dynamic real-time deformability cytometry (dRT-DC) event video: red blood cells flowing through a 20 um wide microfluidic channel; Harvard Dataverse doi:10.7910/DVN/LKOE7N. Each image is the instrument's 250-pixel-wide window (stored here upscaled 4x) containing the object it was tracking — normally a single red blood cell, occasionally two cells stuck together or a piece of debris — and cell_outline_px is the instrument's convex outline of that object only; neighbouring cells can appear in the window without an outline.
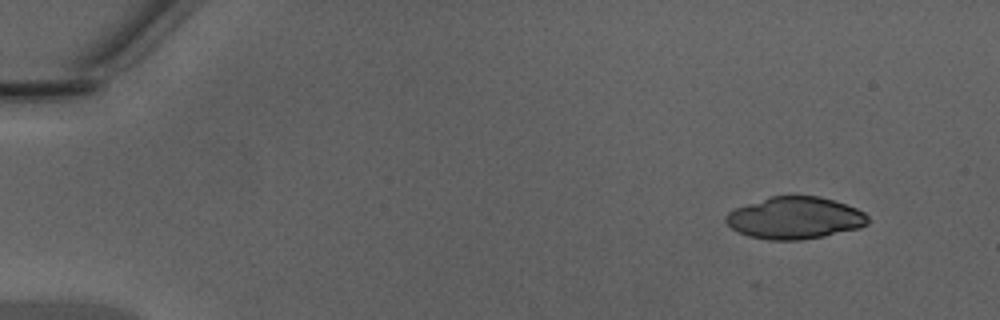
{"species": "Egyptian fruit bat (a non-hibernating species)", "species_latin": "Rousettus aegyptiacus", "temperature_condition": "warm", "stored_images_in_passage": 7, "camera_frame_rate_fps": 3000, "um_per_image_px": 0.085, "animal": {"sex": "male"}, "frame": {"image": 1, "passage_image": 1, "time_ms": 0.0, "image_size_px": [1000, 320], "cell_outline_px": [[868, 224], [860, 228], [824, 236], [800, 240], [768, 240], [748, 236], [732, 228], [724, 220], [724, 216], [728, 212], [736, 208], [772, 196], [820, 196], [836, 200], [856, 208], [864, 212], [868, 216]], "centroid_in_image_um": [67.59, 18.53], "position_along_channel_um": 17.4, "area_um2": 34.8}}